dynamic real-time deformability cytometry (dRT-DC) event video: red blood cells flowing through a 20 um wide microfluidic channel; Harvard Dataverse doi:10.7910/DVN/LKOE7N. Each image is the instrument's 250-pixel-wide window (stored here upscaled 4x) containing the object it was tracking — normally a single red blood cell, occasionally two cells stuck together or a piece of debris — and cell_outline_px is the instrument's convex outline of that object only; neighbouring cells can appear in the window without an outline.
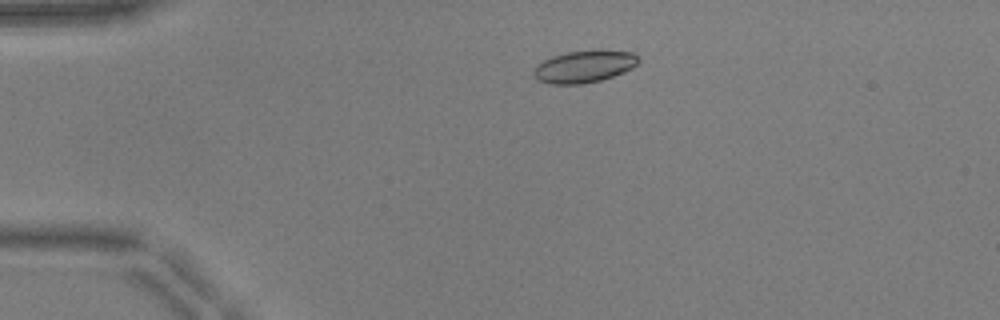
{"species": "common noctule bat (a hibernating species)", "species_latin": "Nyctalus noctula", "temperature_condition": "warm", "stored_images_in_passage": 40, "camera_frame_rate_fps": 3000, "um_per_image_px": 0.085, "animal": {"sex": "male", "body_mass_g": 17.9, "forearm_length_mm": 54.2}, "frame": {"image": 1, "passage_image": 9, "time_ms": 2.667, "image_size_px": [1000, 320], "cell_outline_px": [[640, 60], [632, 68], [624, 72], [600, 80], [580, 84], [548, 84], [540, 80], [532, 72], [544, 60], [552, 56], [568, 52], [632, 52]], "centroid_in_image_um": [49.64, 5.69], "position_along_channel_um": 35.4, "area_um2": 18.73}}
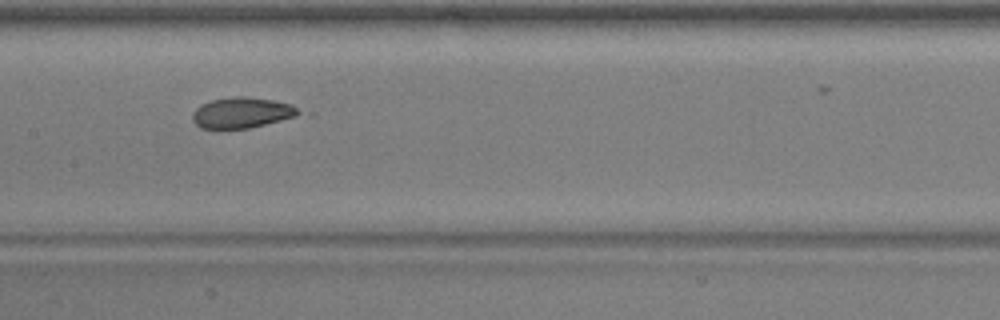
{"frame": {"image": 2, "passage_image": 24, "time_ms": 7.667, "image_size_px": [1000, 320], "cell_outline_px": [[304, 112], [296, 116], [248, 128], [200, 128], [192, 120], [192, 112], [200, 104], [212, 100], [232, 96], [244, 96], [272, 100], [292, 104]], "centroid_in_image_um": [20.55, 9.56], "position_along_channel_um": 186.9, "area_um2": 18.96}}
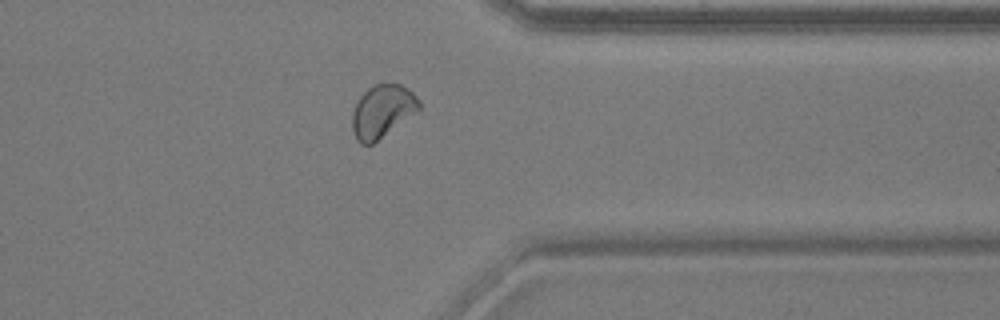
{"frame": {"image": 3, "passage_image": 39, "time_ms": 12.667, "image_size_px": [1000, 320], "cell_outline_px": [[420, 108], [372, 144], [360, 144], [356, 140], [352, 128], [352, 112], [360, 96], [372, 84], [400, 84], [408, 88], [420, 100]], "centroid_in_image_um": [32.46, 9.44], "position_along_channel_um": 378.9, "area_um2": 20.23}}